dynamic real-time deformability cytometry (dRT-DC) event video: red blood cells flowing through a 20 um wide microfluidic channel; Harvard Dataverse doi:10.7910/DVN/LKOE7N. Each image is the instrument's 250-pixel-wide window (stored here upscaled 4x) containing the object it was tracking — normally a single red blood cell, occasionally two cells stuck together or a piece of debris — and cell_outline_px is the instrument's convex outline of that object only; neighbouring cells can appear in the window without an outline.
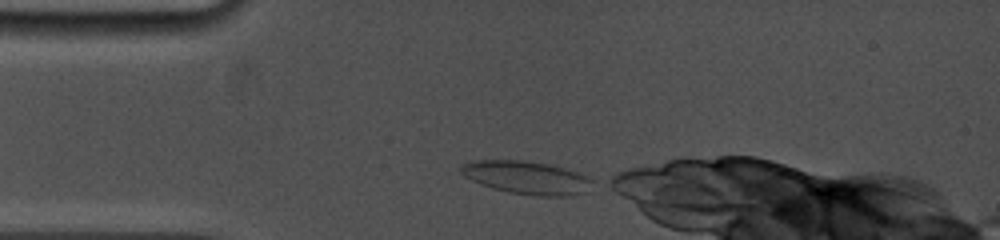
{"species": "common noctule bat (a hibernating species)", "species_latin": "Nyctalus noctula", "temperature_condition": "cold", "stored_images_in_passage": 20, "camera_frame_rate_fps": 5000, "um_per_image_px": 0.085, "animal": {"sex": "female", "body_mass_g": 19.0, "forearm_length_mm": 53.3}, "frame": {"image": 1, "passage_image": 1, "time_ms": 0.0, "image_size_px": [1000, 240], "cell_outline_px": [[596, 184], [588, 192], [572, 196], [536, 196], [508, 192], [492, 188], [480, 184], [464, 176], [460, 172], [460, 168], [464, 164], [472, 160], [520, 160], [552, 164], [588, 176], [596, 180]], "centroid_in_image_um": [44.86, 15.11], "position_along_channel_um": 40.1, "area_um2": 25.84}}
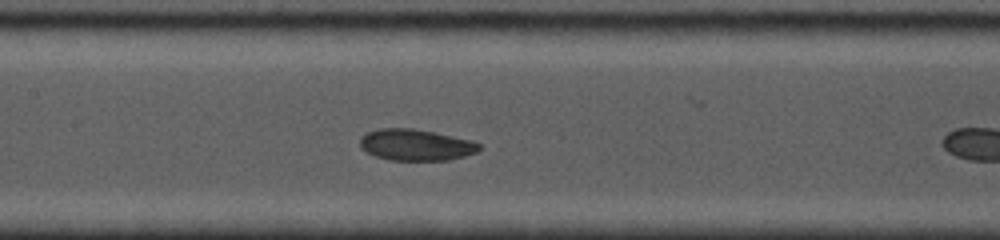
{"frame": {"image": 2, "passage_image": 13, "time_ms": 4.0, "image_size_px": [1000, 240], "cell_outline_px": [[480, 148], [476, 152], [464, 156], [448, 160], [388, 160], [376, 156], [360, 148], [360, 136], [368, 132], [380, 128], [412, 128], [472, 140], [480, 144]], "centroid_in_image_um": [35.32, 12.31], "position_along_channel_um": 172.1, "area_um2": 21.68}}
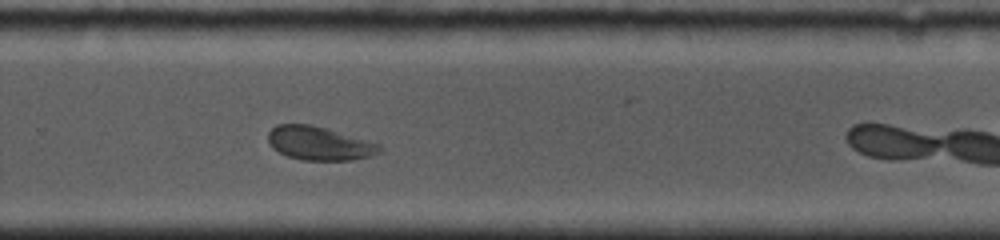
{"frame": {"image": 3, "passage_image": 20, "time_ms": 7.4, "image_size_px": [1000, 240], "cell_outline_px": [[384, 148], [380, 152], [372, 156], [352, 160], [304, 160], [288, 156], [272, 148], [268, 144], [268, 132], [276, 124], [312, 124], [380, 144]], "centroid_in_image_um": [27.14, 12.18], "position_along_channel_um": 302.7, "area_um2": 21.91}}